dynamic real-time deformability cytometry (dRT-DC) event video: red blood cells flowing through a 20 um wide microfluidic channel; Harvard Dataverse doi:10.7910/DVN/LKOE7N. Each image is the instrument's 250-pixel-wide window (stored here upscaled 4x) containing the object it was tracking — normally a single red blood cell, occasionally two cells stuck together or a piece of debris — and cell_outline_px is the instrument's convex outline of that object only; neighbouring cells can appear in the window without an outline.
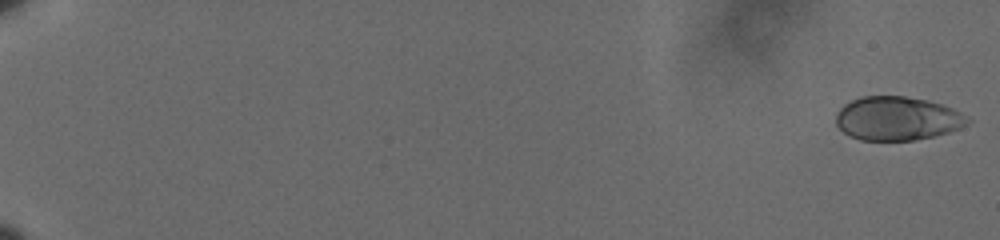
{"species": "human", "species_latin": "Homo sapiens", "temperature_condition": "cold", "stored_images_in_passage": 61, "camera_frame_rate_fps": 3000, "um_per_image_px": 0.085, "donor": {"sex": "male"}, "frame": {"image": 1, "passage_image": 1, "time_ms": 0.0, "image_size_px": [1000, 240], "cell_outline_px": [[972, 120], [960, 128], [936, 136], [912, 140], [860, 140], [844, 132], [836, 124], [836, 112], [844, 104], [860, 96], [904, 96], [928, 100], [952, 108], [960, 112]], "centroid_in_image_um": [76.26, 10.06], "position_along_channel_um": 8.7, "area_um2": 33.52}}
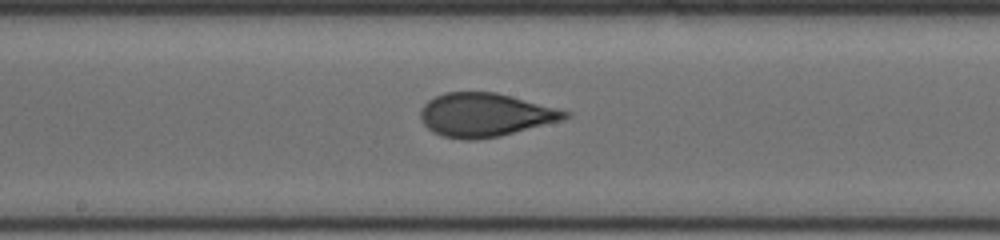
{"frame": {"image": 2, "passage_image": 36, "time_ms": 11.667, "image_size_px": [1000, 240], "cell_outline_px": [[572, 116], [560, 120], [500, 136], [476, 140], [464, 140], [444, 136], [432, 132], [420, 120], [420, 108], [428, 100], [444, 92], [496, 92], [512, 96], [572, 112]], "centroid_in_image_um": [41.21, 9.76], "position_along_channel_um": 207.0, "area_um2": 36.65}}
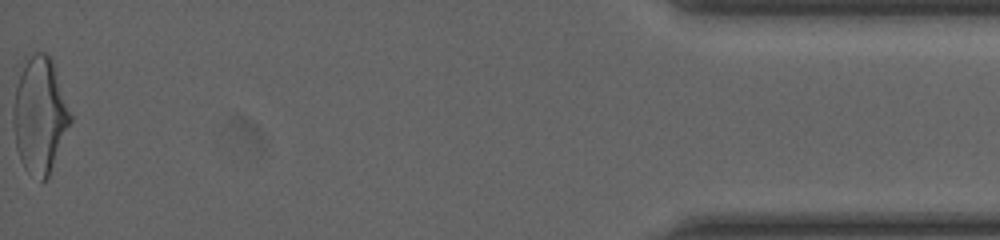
{"frame": {"image": 3, "passage_image": 61, "time_ms": 20.0, "image_size_px": [1000, 240], "cell_outline_px": [[72, 120], [48, 176], [44, 180], [40, 180], [24, 168], [20, 160], [16, 148], [12, 124], [12, 108], [16, 88], [24, 56], [36, 52], [44, 52], [52, 60], [56, 68], [72, 116]], "centroid_in_image_um": [3.36, 9.74], "position_along_channel_um": 431.8, "area_um2": 38.84}, "authors_computed_cell_mechanics": {"area_um2": 35.4892, "velocity_mm_per_s": 3.6149, "shape_relaxation_time_tau1_ms": 8.0197, "shape_relaxation_time_tau2_ms": 0.7369, "deformation_change_tau1": 0.2003, "deformation_change_tau2": 0.072}}